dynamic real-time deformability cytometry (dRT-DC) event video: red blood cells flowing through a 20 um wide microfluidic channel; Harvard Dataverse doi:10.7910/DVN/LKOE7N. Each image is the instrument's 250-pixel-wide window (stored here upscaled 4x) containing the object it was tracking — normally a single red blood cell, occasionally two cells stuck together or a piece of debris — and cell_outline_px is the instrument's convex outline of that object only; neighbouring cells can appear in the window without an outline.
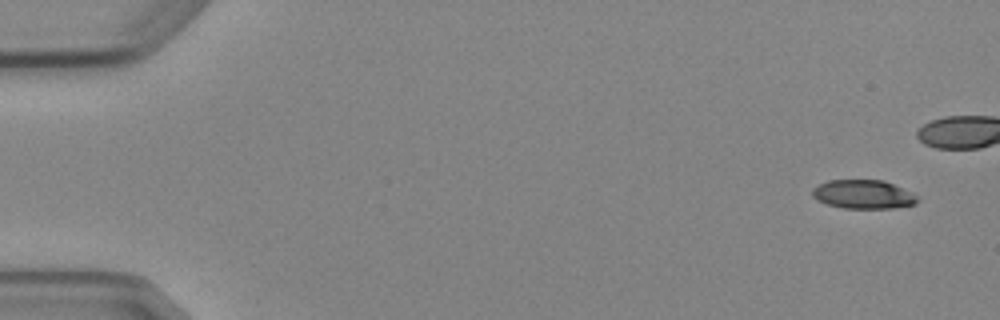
{"species": "Egyptian fruit bat (a non-hibernating species)", "species_latin": "Rousettus aegyptiacus", "temperature_condition": "cold", "stored_images_in_passage": 6, "camera_frame_rate_fps": 3000, "um_per_image_px": 0.085, "animal": {"sex": "female"}, "frame": {"image": 1, "passage_image": 1, "time_ms": 0.0, "image_size_px": [1000, 320], "cell_outline_px": [[920, 200], [916, 204], [892, 208], [844, 208], [828, 204], [812, 196], [812, 188], [828, 180], [884, 180], [912, 192]], "centroid_in_image_um": [73.41, 16.51], "position_along_channel_um": 11.6, "area_um2": 17.57}}
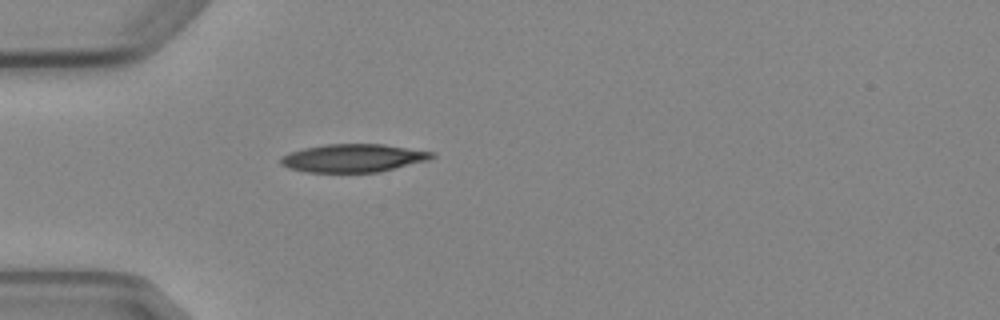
{"frame": {"image": 2, "passage_image": 6, "time_ms": 6.0, "image_size_px": [1000, 320], "cell_outline_px": [[436, 156], [428, 160], [380, 172], [308, 172], [288, 168], [280, 164], [280, 156], [304, 148], [324, 144], [384, 144], [436, 152]], "centroid_in_image_um": [30.05, 13.43], "position_along_channel_um": 55.0, "area_um2": 24.85}}